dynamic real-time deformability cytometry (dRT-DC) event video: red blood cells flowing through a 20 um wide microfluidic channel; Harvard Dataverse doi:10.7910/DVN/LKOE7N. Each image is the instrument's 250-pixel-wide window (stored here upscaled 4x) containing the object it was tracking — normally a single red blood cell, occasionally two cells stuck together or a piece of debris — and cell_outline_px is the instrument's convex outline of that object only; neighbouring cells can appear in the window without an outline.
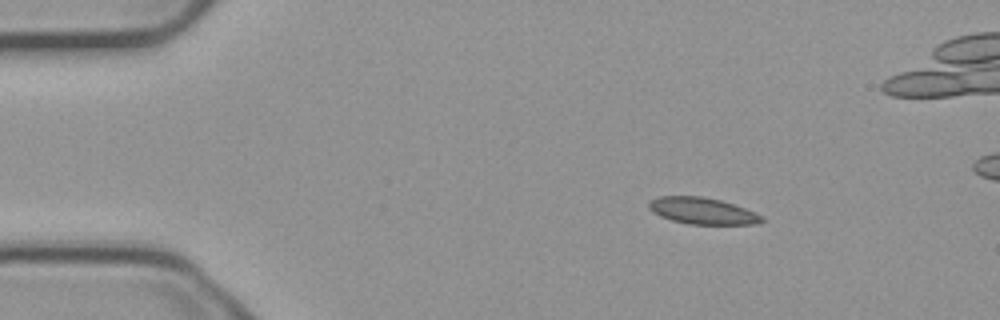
{"species": "common noctule bat (a hibernating species)", "species_latin": "Nyctalus noctula", "temperature_condition": "cold", "stored_images_in_passage": 48, "camera_frame_rate_fps": 3000, "um_per_image_px": 0.085, "animal": {"sex": "male", "body_mass_g": 23.1, "forearm_length_mm": 52.7}, "frame": {"image": 1, "passage_image": 1, "time_ms": 0.0, "image_size_px": [1000, 320], "cell_outline_px": [[764, 220], [752, 224], [688, 224], [672, 220], [660, 216], [652, 212], [648, 208], [648, 204], [652, 200], [660, 196], [700, 196], [720, 200], [744, 208], [764, 216]], "centroid_in_image_um": [59.68, 17.92], "position_along_channel_um": 25.3, "area_um2": 17.28}}
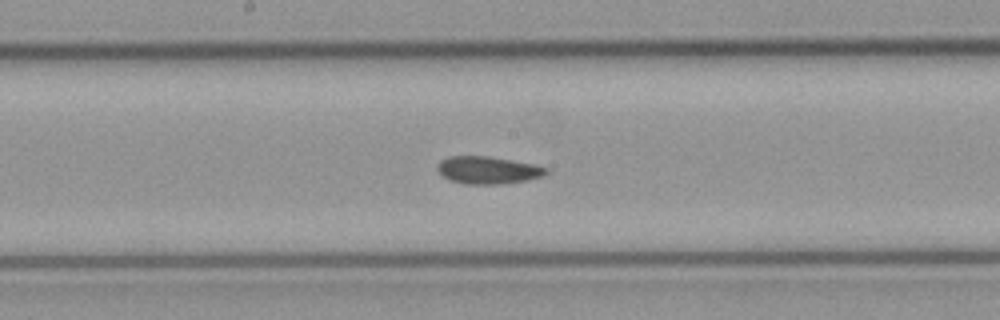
{"frame": {"image": 2, "passage_image": 21, "time_ms": 6.667, "image_size_px": [1000, 320], "cell_outline_px": [[548, 172], [544, 176], [528, 180], [500, 184], [464, 184], [448, 180], [436, 168], [436, 164], [440, 160], [448, 156], [488, 156], [536, 164], [548, 168]], "centroid_in_image_um": [41.47, 14.46], "position_along_channel_um": 206.7, "area_um2": 17.63}}
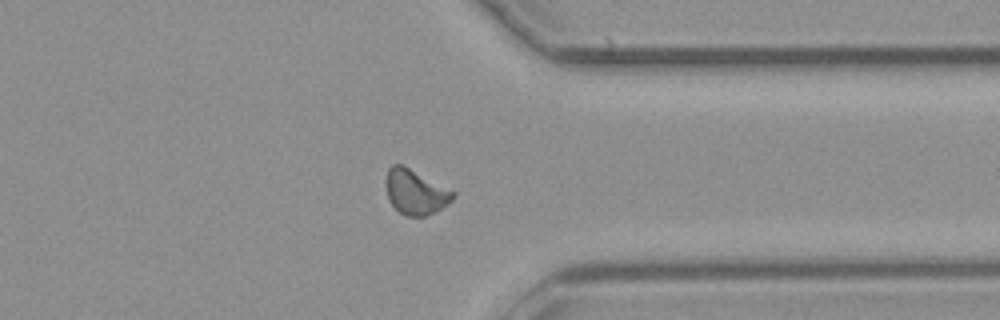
{"frame": {"image": 3, "passage_image": 35, "time_ms": 11.333, "image_size_px": [1000, 320], "cell_outline_px": [[456, 196], [448, 204], [424, 216], [404, 216], [388, 200], [384, 184], [384, 180], [388, 168], [392, 164], [400, 164], [456, 192]], "centroid_in_image_um": [35.27, 16.31], "position_along_channel_um": 376.1, "area_um2": 17.46}}